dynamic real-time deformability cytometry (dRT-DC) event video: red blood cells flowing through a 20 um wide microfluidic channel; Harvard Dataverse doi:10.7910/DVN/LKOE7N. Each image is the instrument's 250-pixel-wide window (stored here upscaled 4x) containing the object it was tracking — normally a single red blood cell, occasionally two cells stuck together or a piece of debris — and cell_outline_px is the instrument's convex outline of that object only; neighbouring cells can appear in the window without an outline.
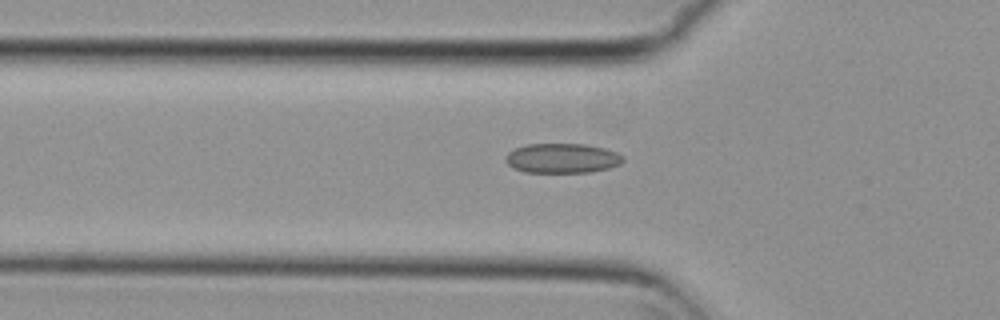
{"species": "common noctule bat (a hibernating species)", "species_latin": "Nyctalus noctula", "temperature_condition": "cold", "stored_images_in_passage": 8, "camera_frame_rate_fps": 3000, "um_per_image_px": 0.085, "animal": {"sex": "female", "body_mass_g": 29.2, "forearm_length_mm": 56.3}, "frame": {"image": 1, "passage_image": 3, "time_ms": 0.667, "image_size_px": [1000, 320], "cell_outline_px": [[624, 160], [620, 164], [608, 168], [588, 172], [524, 172], [512, 168], [504, 160], [508, 152], [516, 148], [528, 144], [584, 144], [604, 148], [616, 152], [624, 156]], "centroid_in_image_um": [47.77, 13.45], "position_along_channel_um": 78.0, "area_um2": 20.29}}